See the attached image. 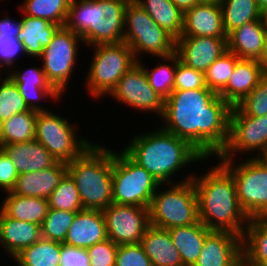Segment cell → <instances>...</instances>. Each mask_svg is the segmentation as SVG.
<instances>
[{
    "label": "cell",
    "instance_id": "7c38bea8",
    "mask_svg": "<svg viewBox=\"0 0 267 266\" xmlns=\"http://www.w3.org/2000/svg\"><path fill=\"white\" fill-rule=\"evenodd\" d=\"M255 150L257 154H251ZM247 152H250V157L267 156V115L247 116L237 106H233L230 113L228 142L216 158L233 159L234 155Z\"/></svg>",
    "mask_w": 267,
    "mask_h": 266
},
{
    "label": "cell",
    "instance_id": "ffe728a7",
    "mask_svg": "<svg viewBox=\"0 0 267 266\" xmlns=\"http://www.w3.org/2000/svg\"><path fill=\"white\" fill-rule=\"evenodd\" d=\"M107 238L106 224L102 211L84 209L76 213L63 244L87 249Z\"/></svg>",
    "mask_w": 267,
    "mask_h": 266
},
{
    "label": "cell",
    "instance_id": "7a4b0ae2",
    "mask_svg": "<svg viewBox=\"0 0 267 266\" xmlns=\"http://www.w3.org/2000/svg\"><path fill=\"white\" fill-rule=\"evenodd\" d=\"M207 171L201 176L194 172L192 177L200 221L209 230L229 231L243 238L249 217L240 207L232 174L220 162Z\"/></svg>",
    "mask_w": 267,
    "mask_h": 266
},
{
    "label": "cell",
    "instance_id": "5b68a950",
    "mask_svg": "<svg viewBox=\"0 0 267 266\" xmlns=\"http://www.w3.org/2000/svg\"><path fill=\"white\" fill-rule=\"evenodd\" d=\"M112 172L113 150L95 143L68 163L83 209L103 211L113 203Z\"/></svg>",
    "mask_w": 267,
    "mask_h": 266
},
{
    "label": "cell",
    "instance_id": "db71d44e",
    "mask_svg": "<svg viewBox=\"0 0 267 266\" xmlns=\"http://www.w3.org/2000/svg\"><path fill=\"white\" fill-rule=\"evenodd\" d=\"M256 3L259 6V8L262 9L267 5V0H256Z\"/></svg>",
    "mask_w": 267,
    "mask_h": 266
},
{
    "label": "cell",
    "instance_id": "277c9868",
    "mask_svg": "<svg viewBox=\"0 0 267 266\" xmlns=\"http://www.w3.org/2000/svg\"><path fill=\"white\" fill-rule=\"evenodd\" d=\"M129 0H71L66 27L82 37L83 44L123 42L125 10Z\"/></svg>",
    "mask_w": 267,
    "mask_h": 266
},
{
    "label": "cell",
    "instance_id": "f35d334b",
    "mask_svg": "<svg viewBox=\"0 0 267 266\" xmlns=\"http://www.w3.org/2000/svg\"><path fill=\"white\" fill-rule=\"evenodd\" d=\"M239 59L229 50L222 54L204 73L206 87L219 93L227 85Z\"/></svg>",
    "mask_w": 267,
    "mask_h": 266
},
{
    "label": "cell",
    "instance_id": "f6af8a7d",
    "mask_svg": "<svg viewBox=\"0 0 267 266\" xmlns=\"http://www.w3.org/2000/svg\"><path fill=\"white\" fill-rule=\"evenodd\" d=\"M115 266H152L140 243L118 245Z\"/></svg>",
    "mask_w": 267,
    "mask_h": 266
},
{
    "label": "cell",
    "instance_id": "4316f807",
    "mask_svg": "<svg viewBox=\"0 0 267 266\" xmlns=\"http://www.w3.org/2000/svg\"><path fill=\"white\" fill-rule=\"evenodd\" d=\"M20 21L22 29L18 38L24 45L26 56L40 57L43 48L50 44L53 34L60 26L49 20L25 14Z\"/></svg>",
    "mask_w": 267,
    "mask_h": 266
},
{
    "label": "cell",
    "instance_id": "60d3db41",
    "mask_svg": "<svg viewBox=\"0 0 267 266\" xmlns=\"http://www.w3.org/2000/svg\"><path fill=\"white\" fill-rule=\"evenodd\" d=\"M165 31L134 0H129L125 10L124 32Z\"/></svg>",
    "mask_w": 267,
    "mask_h": 266
},
{
    "label": "cell",
    "instance_id": "7bdbcfd3",
    "mask_svg": "<svg viewBox=\"0 0 267 266\" xmlns=\"http://www.w3.org/2000/svg\"><path fill=\"white\" fill-rule=\"evenodd\" d=\"M204 73L182 63L176 55V70L173 91L205 88Z\"/></svg>",
    "mask_w": 267,
    "mask_h": 266
},
{
    "label": "cell",
    "instance_id": "8fae6325",
    "mask_svg": "<svg viewBox=\"0 0 267 266\" xmlns=\"http://www.w3.org/2000/svg\"><path fill=\"white\" fill-rule=\"evenodd\" d=\"M81 42L83 43V40L79 34L66 26L59 27L40 56L47 81L62 96L68 87L72 73H75L73 71L76 70Z\"/></svg>",
    "mask_w": 267,
    "mask_h": 266
},
{
    "label": "cell",
    "instance_id": "836d02e7",
    "mask_svg": "<svg viewBox=\"0 0 267 266\" xmlns=\"http://www.w3.org/2000/svg\"><path fill=\"white\" fill-rule=\"evenodd\" d=\"M220 7L226 35L246 23L261 18V9L256 0H222Z\"/></svg>",
    "mask_w": 267,
    "mask_h": 266
},
{
    "label": "cell",
    "instance_id": "7dc6e473",
    "mask_svg": "<svg viewBox=\"0 0 267 266\" xmlns=\"http://www.w3.org/2000/svg\"><path fill=\"white\" fill-rule=\"evenodd\" d=\"M18 175L14 163L0 148V190H4L3 193L11 192L15 187Z\"/></svg>",
    "mask_w": 267,
    "mask_h": 266
},
{
    "label": "cell",
    "instance_id": "ee69618b",
    "mask_svg": "<svg viewBox=\"0 0 267 266\" xmlns=\"http://www.w3.org/2000/svg\"><path fill=\"white\" fill-rule=\"evenodd\" d=\"M21 53L26 54L24 45L18 37L0 34V73L2 74L5 69L9 72L15 68L16 57Z\"/></svg>",
    "mask_w": 267,
    "mask_h": 266
},
{
    "label": "cell",
    "instance_id": "ab89813d",
    "mask_svg": "<svg viewBox=\"0 0 267 266\" xmlns=\"http://www.w3.org/2000/svg\"><path fill=\"white\" fill-rule=\"evenodd\" d=\"M76 213L49 208L41 224L42 238L63 243Z\"/></svg>",
    "mask_w": 267,
    "mask_h": 266
},
{
    "label": "cell",
    "instance_id": "cb8c5ba5",
    "mask_svg": "<svg viewBox=\"0 0 267 266\" xmlns=\"http://www.w3.org/2000/svg\"><path fill=\"white\" fill-rule=\"evenodd\" d=\"M9 156L18 174L40 171L52 167L57 161L37 140L13 143L1 147Z\"/></svg>",
    "mask_w": 267,
    "mask_h": 266
},
{
    "label": "cell",
    "instance_id": "bcb514c9",
    "mask_svg": "<svg viewBox=\"0 0 267 266\" xmlns=\"http://www.w3.org/2000/svg\"><path fill=\"white\" fill-rule=\"evenodd\" d=\"M118 245L109 238L87 248L90 266H115Z\"/></svg>",
    "mask_w": 267,
    "mask_h": 266
},
{
    "label": "cell",
    "instance_id": "e575fe53",
    "mask_svg": "<svg viewBox=\"0 0 267 266\" xmlns=\"http://www.w3.org/2000/svg\"><path fill=\"white\" fill-rule=\"evenodd\" d=\"M70 3L71 0H25L19 7L27 16L49 20L62 27L66 25Z\"/></svg>",
    "mask_w": 267,
    "mask_h": 266
},
{
    "label": "cell",
    "instance_id": "83f0119b",
    "mask_svg": "<svg viewBox=\"0 0 267 266\" xmlns=\"http://www.w3.org/2000/svg\"><path fill=\"white\" fill-rule=\"evenodd\" d=\"M171 239L179 250L184 266H193L199 258L206 235L211 231L201 221L168 229Z\"/></svg>",
    "mask_w": 267,
    "mask_h": 266
},
{
    "label": "cell",
    "instance_id": "8d00e7d4",
    "mask_svg": "<svg viewBox=\"0 0 267 266\" xmlns=\"http://www.w3.org/2000/svg\"><path fill=\"white\" fill-rule=\"evenodd\" d=\"M49 208L79 212L83 209L74 180L67 173L48 198Z\"/></svg>",
    "mask_w": 267,
    "mask_h": 266
},
{
    "label": "cell",
    "instance_id": "ac0fdd59",
    "mask_svg": "<svg viewBox=\"0 0 267 266\" xmlns=\"http://www.w3.org/2000/svg\"><path fill=\"white\" fill-rule=\"evenodd\" d=\"M181 36L227 37L220 4L199 2L186 10Z\"/></svg>",
    "mask_w": 267,
    "mask_h": 266
},
{
    "label": "cell",
    "instance_id": "681fc988",
    "mask_svg": "<svg viewBox=\"0 0 267 266\" xmlns=\"http://www.w3.org/2000/svg\"><path fill=\"white\" fill-rule=\"evenodd\" d=\"M0 18V34L13 35V37H18L22 29L21 21H14L10 19L7 15Z\"/></svg>",
    "mask_w": 267,
    "mask_h": 266
},
{
    "label": "cell",
    "instance_id": "2e32d148",
    "mask_svg": "<svg viewBox=\"0 0 267 266\" xmlns=\"http://www.w3.org/2000/svg\"><path fill=\"white\" fill-rule=\"evenodd\" d=\"M193 266H243L242 237L229 231L211 230Z\"/></svg>",
    "mask_w": 267,
    "mask_h": 266
},
{
    "label": "cell",
    "instance_id": "74e56055",
    "mask_svg": "<svg viewBox=\"0 0 267 266\" xmlns=\"http://www.w3.org/2000/svg\"><path fill=\"white\" fill-rule=\"evenodd\" d=\"M1 77L3 76L0 75V123L17 113L30 110L16 84L7 74L5 78Z\"/></svg>",
    "mask_w": 267,
    "mask_h": 266
},
{
    "label": "cell",
    "instance_id": "b9f144b4",
    "mask_svg": "<svg viewBox=\"0 0 267 266\" xmlns=\"http://www.w3.org/2000/svg\"><path fill=\"white\" fill-rule=\"evenodd\" d=\"M236 106L247 116L263 117L267 115V74Z\"/></svg>",
    "mask_w": 267,
    "mask_h": 266
},
{
    "label": "cell",
    "instance_id": "3957f363",
    "mask_svg": "<svg viewBox=\"0 0 267 266\" xmlns=\"http://www.w3.org/2000/svg\"><path fill=\"white\" fill-rule=\"evenodd\" d=\"M123 150L163 185L177 183L172 179L180 169L207 160L187 140L160 126L150 133L134 135Z\"/></svg>",
    "mask_w": 267,
    "mask_h": 266
},
{
    "label": "cell",
    "instance_id": "8992f818",
    "mask_svg": "<svg viewBox=\"0 0 267 266\" xmlns=\"http://www.w3.org/2000/svg\"><path fill=\"white\" fill-rule=\"evenodd\" d=\"M193 176L191 172L177 183L164 184L165 190L161 188L163 184L158 186L159 189L157 188L149 207L150 225L168 230L189 226L200 221Z\"/></svg>",
    "mask_w": 267,
    "mask_h": 266
},
{
    "label": "cell",
    "instance_id": "484cf974",
    "mask_svg": "<svg viewBox=\"0 0 267 266\" xmlns=\"http://www.w3.org/2000/svg\"><path fill=\"white\" fill-rule=\"evenodd\" d=\"M123 42L129 45L137 62L142 59L140 54L144 52L156 58L175 53V39L166 31L124 32Z\"/></svg>",
    "mask_w": 267,
    "mask_h": 266
},
{
    "label": "cell",
    "instance_id": "1f68e13d",
    "mask_svg": "<svg viewBox=\"0 0 267 266\" xmlns=\"http://www.w3.org/2000/svg\"><path fill=\"white\" fill-rule=\"evenodd\" d=\"M37 114V111L30 109L0 123V148L7 144L34 140Z\"/></svg>",
    "mask_w": 267,
    "mask_h": 266
},
{
    "label": "cell",
    "instance_id": "7402d4cb",
    "mask_svg": "<svg viewBox=\"0 0 267 266\" xmlns=\"http://www.w3.org/2000/svg\"><path fill=\"white\" fill-rule=\"evenodd\" d=\"M41 237V225L10 218L0 210V246L10 258L13 259Z\"/></svg>",
    "mask_w": 267,
    "mask_h": 266
},
{
    "label": "cell",
    "instance_id": "6da1fadb",
    "mask_svg": "<svg viewBox=\"0 0 267 266\" xmlns=\"http://www.w3.org/2000/svg\"><path fill=\"white\" fill-rule=\"evenodd\" d=\"M231 110L208 87L172 91L164 100L160 127L187 140L205 158H216L228 142Z\"/></svg>",
    "mask_w": 267,
    "mask_h": 266
},
{
    "label": "cell",
    "instance_id": "30bf717a",
    "mask_svg": "<svg viewBox=\"0 0 267 266\" xmlns=\"http://www.w3.org/2000/svg\"><path fill=\"white\" fill-rule=\"evenodd\" d=\"M67 118L51 110L38 111L35 140L39 141L58 162L69 163L80 157L93 142L77 135Z\"/></svg>",
    "mask_w": 267,
    "mask_h": 266
},
{
    "label": "cell",
    "instance_id": "816d5d0a",
    "mask_svg": "<svg viewBox=\"0 0 267 266\" xmlns=\"http://www.w3.org/2000/svg\"><path fill=\"white\" fill-rule=\"evenodd\" d=\"M259 63L262 65L264 72L267 74V30H266V36H265L264 51L259 60Z\"/></svg>",
    "mask_w": 267,
    "mask_h": 266
},
{
    "label": "cell",
    "instance_id": "c3c4849f",
    "mask_svg": "<svg viewBox=\"0 0 267 266\" xmlns=\"http://www.w3.org/2000/svg\"><path fill=\"white\" fill-rule=\"evenodd\" d=\"M60 266H90L87 249L72 247L62 243Z\"/></svg>",
    "mask_w": 267,
    "mask_h": 266
},
{
    "label": "cell",
    "instance_id": "f907efd6",
    "mask_svg": "<svg viewBox=\"0 0 267 266\" xmlns=\"http://www.w3.org/2000/svg\"><path fill=\"white\" fill-rule=\"evenodd\" d=\"M183 13L191 9L199 0H171Z\"/></svg>",
    "mask_w": 267,
    "mask_h": 266
},
{
    "label": "cell",
    "instance_id": "603a6c76",
    "mask_svg": "<svg viewBox=\"0 0 267 266\" xmlns=\"http://www.w3.org/2000/svg\"><path fill=\"white\" fill-rule=\"evenodd\" d=\"M266 30L261 19L236 28L227 35V50L238 58L259 61L264 51Z\"/></svg>",
    "mask_w": 267,
    "mask_h": 266
},
{
    "label": "cell",
    "instance_id": "f546056e",
    "mask_svg": "<svg viewBox=\"0 0 267 266\" xmlns=\"http://www.w3.org/2000/svg\"><path fill=\"white\" fill-rule=\"evenodd\" d=\"M243 266H267V218H251L242 238Z\"/></svg>",
    "mask_w": 267,
    "mask_h": 266
},
{
    "label": "cell",
    "instance_id": "e0dca14e",
    "mask_svg": "<svg viewBox=\"0 0 267 266\" xmlns=\"http://www.w3.org/2000/svg\"><path fill=\"white\" fill-rule=\"evenodd\" d=\"M22 71V72H21ZM8 77L16 84L18 87L19 93L24 98L25 103L29 109L34 111H47L46 107L39 105L42 99H60V95L47 81L45 72L40 67H30L26 70H10L7 73ZM39 100V103H38Z\"/></svg>",
    "mask_w": 267,
    "mask_h": 266
},
{
    "label": "cell",
    "instance_id": "4dcf8cb0",
    "mask_svg": "<svg viewBox=\"0 0 267 266\" xmlns=\"http://www.w3.org/2000/svg\"><path fill=\"white\" fill-rule=\"evenodd\" d=\"M175 40L183 31L184 13L171 0H134Z\"/></svg>",
    "mask_w": 267,
    "mask_h": 266
},
{
    "label": "cell",
    "instance_id": "ba28073f",
    "mask_svg": "<svg viewBox=\"0 0 267 266\" xmlns=\"http://www.w3.org/2000/svg\"><path fill=\"white\" fill-rule=\"evenodd\" d=\"M159 185L160 183L123 149L121 152L113 151L114 204L149 208Z\"/></svg>",
    "mask_w": 267,
    "mask_h": 266
},
{
    "label": "cell",
    "instance_id": "4fadbf2b",
    "mask_svg": "<svg viewBox=\"0 0 267 266\" xmlns=\"http://www.w3.org/2000/svg\"><path fill=\"white\" fill-rule=\"evenodd\" d=\"M109 95L132 109L150 111L159 118L163 113L164 99L150 86L145 70L138 62L122 76Z\"/></svg>",
    "mask_w": 267,
    "mask_h": 266
},
{
    "label": "cell",
    "instance_id": "52a82bcc",
    "mask_svg": "<svg viewBox=\"0 0 267 266\" xmlns=\"http://www.w3.org/2000/svg\"><path fill=\"white\" fill-rule=\"evenodd\" d=\"M218 159L232 174L240 207L251 218H267V160L251 157L235 163Z\"/></svg>",
    "mask_w": 267,
    "mask_h": 266
},
{
    "label": "cell",
    "instance_id": "f5cc1de1",
    "mask_svg": "<svg viewBox=\"0 0 267 266\" xmlns=\"http://www.w3.org/2000/svg\"><path fill=\"white\" fill-rule=\"evenodd\" d=\"M261 21L267 28V5L261 9Z\"/></svg>",
    "mask_w": 267,
    "mask_h": 266
},
{
    "label": "cell",
    "instance_id": "44dd1931",
    "mask_svg": "<svg viewBox=\"0 0 267 266\" xmlns=\"http://www.w3.org/2000/svg\"><path fill=\"white\" fill-rule=\"evenodd\" d=\"M68 163L56 162L52 167L19 174L12 193L25 197L47 199L67 174Z\"/></svg>",
    "mask_w": 267,
    "mask_h": 266
},
{
    "label": "cell",
    "instance_id": "f1b7e54d",
    "mask_svg": "<svg viewBox=\"0 0 267 266\" xmlns=\"http://www.w3.org/2000/svg\"><path fill=\"white\" fill-rule=\"evenodd\" d=\"M0 210L8 217L23 222L41 225L49 209L48 200L39 197H25L7 192Z\"/></svg>",
    "mask_w": 267,
    "mask_h": 266
},
{
    "label": "cell",
    "instance_id": "9a60e30c",
    "mask_svg": "<svg viewBox=\"0 0 267 266\" xmlns=\"http://www.w3.org/2000/svg\"><path fill=\"white\" fill-rule=\"evenodd\" d=\"M226 51L227 37L181 36L175 40L179 60L202 73Z\"/></svg>",
    "mask_w": 267,
    "mask_h": 266
},
{
    "label": "cell",
    "instance_id": "d6986e66",
    "mask_svg": "<svg viewBox=\"0 0 267 266\" xmlns=\"http://www.w3.org/2000/svg\"><path fill=\"white\" fill-rule=\"evenodd\" d=\"M266 75L258 60L240 58L227 85L218 95L232 107L238 105Z\"/></svg>",
    "mask_w": 267,
    "mask_h": 266
},
{
    "label": "cell",
    "instance_id": "d6a6232c",
    "mask_svg": "<svg viewBox=\"0 0 267 266\" xmlns=\"http://www.w3.org/2000/svg\"><path fill=\"white\" fill-rule=\"evenodd\" d=\"M62 243L40 238L13 259L17 266H60Z\"/></svg>",
    "mask_w": 267,
    "mask_h": 266
},
{
    "label": "cell",
    "instance_id": "5bb4252c",
    "mask_svg": "<svg viewBox=\"0 0 267 266\" xmlns=\"http://www.w3.org/2000/svg\"><path fill=\"white\" fill-rule=\"evenodd\" d=\"M107 236L117 245L140 243L150 226L149 208L112 203L102 211Z\"/></svg>",
    "mask_w": 267,
    "mask_h": 266
},
{
    "label": "cell",
    "instance_id": "d590c367",
    "mask_svg": "<svg viewBox=\"0 0 267 266\" xmlns=\"http://www.w3.org/2000/svg\"><path fill=\"white\" fill-rule=\"evenodd\" d=\"M161 59L164 60L163 63H160L159 65L157 64V66H154V68L151 69L143 66L144 64L142 63V60L138 61V63L144 68L150 86L165 100L173 91L176 70V54L174 53L169 57Z\"/></svg>",
    "mask_w": 267,
    "mask_h": 266
},
{
    "label": "cell",
    "instance_id": "d4e9b609",
    "mask_svg": "<svg viewBox=\"0 0 267 266\" xmlns=\"http://www.w3.org/2000/svg\"><path fill=\"white\" fill-rule=\"evenodd\" d=\"M152 266H184L169 231L150 225L140 241Z\"/></svg>",
    "mask_w": 267,
    "mask_h": 266
},
{
    "label": "cell",
    "instance_id": "9c48e42d",
    "mask_svg": "<svg viewBox=\"0 0 267 266\" xmlns=\"http://www.w3.org/2000/svg\"><path fill=\"white\" fill-rule=\"evenodd\" d=\"M93 47V57L87 71L86 86L94 98H104L115 88L122 76L137 61L126 42L99 44Z\"/></svg>",
    "mask_w": 267,
    "mask_h": 266
},
{
    "label": "cell",
    "instance_id": "11a10c76",
    "mask_svg": "<svg viewBox=\"0 0 267 266\" xmlns=\"http://www.w3.org/2000/svg\"><path fill=\"white\" fill-rule=\"evenodd\" d=\"M199 2L220 4L222 2V0H199Z\"/></svg>",
    "mask_w": 267,
    "mask_h": 266
}]
</instances>
